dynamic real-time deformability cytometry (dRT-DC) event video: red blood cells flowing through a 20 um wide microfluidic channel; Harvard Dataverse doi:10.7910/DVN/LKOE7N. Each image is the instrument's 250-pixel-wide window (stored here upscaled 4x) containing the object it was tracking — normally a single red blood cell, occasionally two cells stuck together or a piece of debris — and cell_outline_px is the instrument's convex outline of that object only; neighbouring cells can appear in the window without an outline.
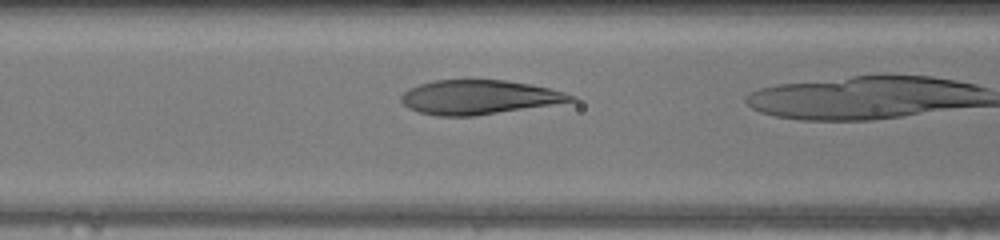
{"species": "human", "species_latin": "Homo sapiens", "temperature_condition": "warm", "stored_images_in_passage": 4, "camera_frame_rate_fps": 3000, "um_per_image_px": 0.085, "donor": {"sex": "female"}, "frame": {"image": 1, "passage_image": 3, "time_ms": 0.667, "image_size_px": [1000, 240], "cell_outline_px": [[576, 100], [472, 116], [436, 116], [420, 112], [408, 108], [400, 100], [400, 96], [408, 88], [420, 84], [436, 80], [508, 80], [548, 88], [564, 92], [576, 96]], "centroid_in_image_um": [40.64, 8.25], "position_along_channel_um": 126.0, "area_um2": 33.35}}